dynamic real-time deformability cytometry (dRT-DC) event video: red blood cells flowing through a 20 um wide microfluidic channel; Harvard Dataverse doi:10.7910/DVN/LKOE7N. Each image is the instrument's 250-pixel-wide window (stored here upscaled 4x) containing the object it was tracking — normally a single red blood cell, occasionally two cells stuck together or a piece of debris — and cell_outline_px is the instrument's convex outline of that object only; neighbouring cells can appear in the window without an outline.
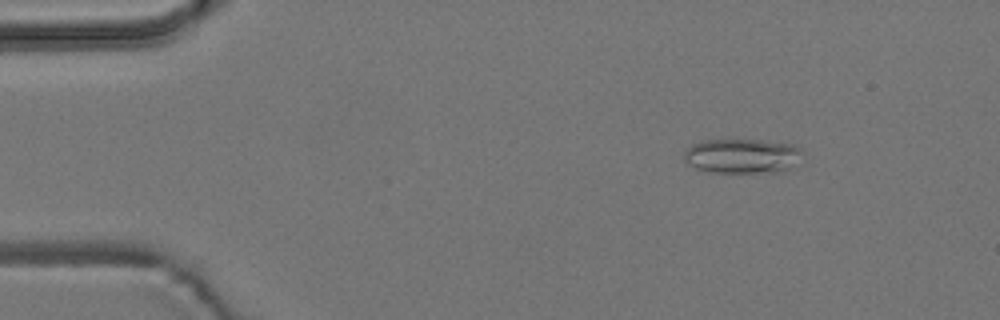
{"species": "common noctule bat (a hibernating species)", "species_latin": "Nyctalus noctula", "temperature_condition": "room temperature", "stored_images_in_passage": 5, "camera_frame_rate_fps": 3000, "um_per_image_px": 0.085, "animal": {"sex": "male", "body_mass_g": 19.2, "forearm_length_mm": 51.8}, "frame": {"image": 1, "passage_image": 1, "time_ms": 0.0, "image_size_px": [1000, 320], "cell_outline_px": [[804, 152], [784, 172], [712, 172], [696, 168], [688, 164], [684, 160], [684, 148], [700, 140], [764, 140], [796, 144]], "centroid_in_image_um": [63.06, 13.24], "position_along_channel_um": 21.9, "area_um2": 24.04}}
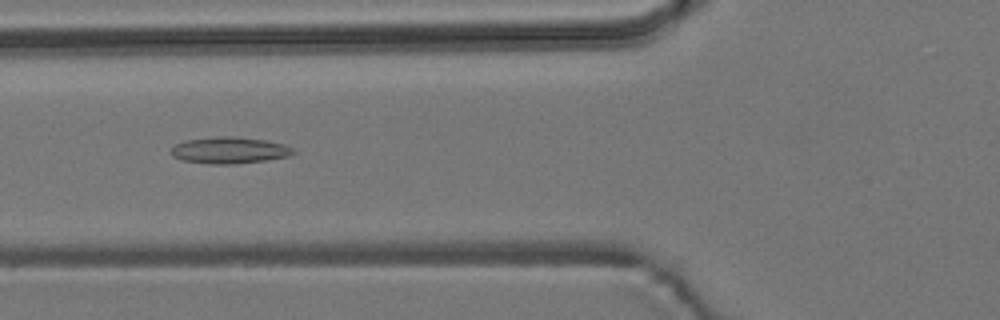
{"frame": {"image": 2, "passage_image": 4, "time_ms": 4.333, "image_size_px": [1000, 320], "cell_outline_px": [[296, 152], [288, 156], [264, 160], [232, 164], [208, 164], [180, 160], [172, 156], [172, 148], [176, 144], [188, 140], [216, 136], [228, 136], [264, 140], [284, 144], [292, 148]], "centroid_in_image_um": [19.48, 12.78], "position_along_channel_um": 106.3, "area_um2": 18.67}}
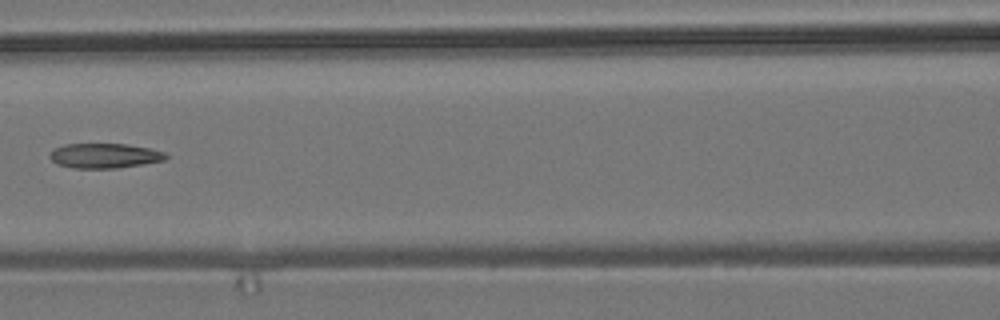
{"frame": {"image": 3, "passage_image": 5, "time_ms": 5.667, "image_size_px": [1000, 320], "cell_outline_px": [[168, 156], [164, 160], [144, 164], [116, 168], [72, 168], [56, 164], [48, 156], [56, 148], [64, 144], [128, 144], [152, 148], [164, 152]], "centroid_in_image_um": [8.9, 13.24], "position_along_channel_um": 157.7, "area_um2": 16.82}}